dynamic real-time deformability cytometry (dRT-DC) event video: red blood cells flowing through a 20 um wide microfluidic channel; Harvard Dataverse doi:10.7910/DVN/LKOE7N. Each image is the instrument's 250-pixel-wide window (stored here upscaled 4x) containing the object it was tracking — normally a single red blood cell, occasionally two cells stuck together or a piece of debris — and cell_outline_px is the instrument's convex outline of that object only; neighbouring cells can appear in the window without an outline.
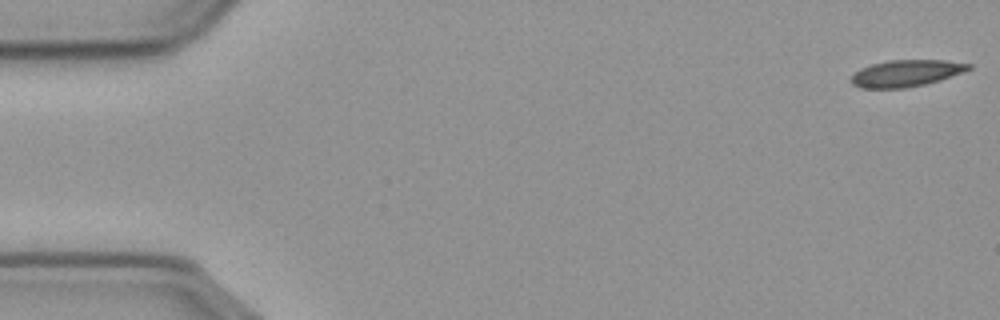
{"species": "common noctule bat (a hibernating species)", "species_latin": "Nyctalus noctula", "temperature_condition": "cold", "stored_images_in_passage": 56, "camera_frame_rate_fps": 3000, "um_per_image_px": 0.085, "animal": {"sex": "male", "body_mass_g": 23.1, "forearm_length_mm": 52.7}, "frame": {"image": 1, "passage_image": 1, "time_ms": 0.0, "image_size_px": [1000, 320], "cell_outline_px": [[972, 68], [940, 80], [924, 84], [904, 88], [860, 88], [852, 84], [852, 76], [860, 68], [872, 64], [888, 60], [944, 60], [972, 64]], "centroid_in_image_um": [77.01, 6.22], "position_along_channel_um": 8.0, "area_um2": 18.09}}
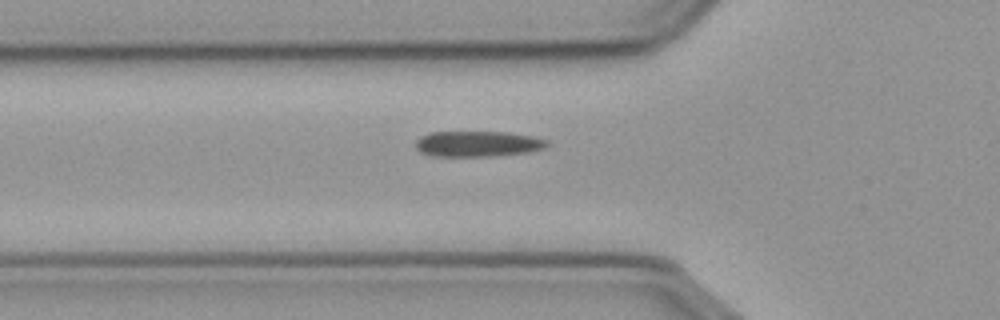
{"frame": {"image": 2, "passage_image": 19, "time_ms": 6.0, "image_size_px": [1000, 320], "cell_outline_px": [[548, 144], [544, 148], [528, 152], [492, 156], [436, 156], [420, 152], [416, 148], [416, 140], [420, 136], [432, 132], [508, 132], [532, 136], [548, 140]], "centroid_in_image_um": [40.6, 12.22], "position_along_channel_um": 85.2, "area_um2": 19.59}}
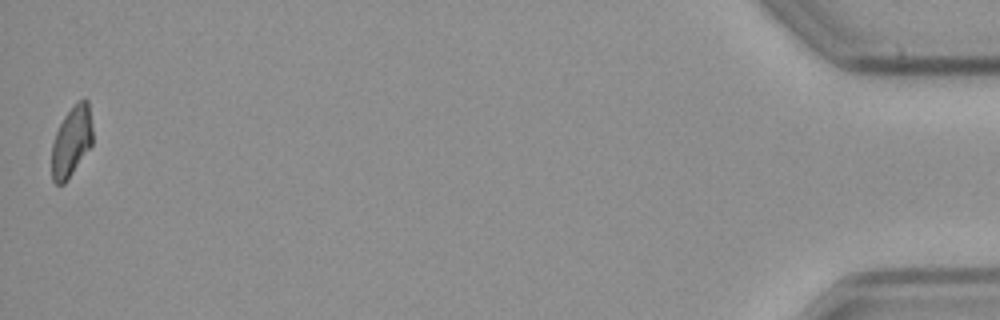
{"frame": {"image": 3, "passage_image": 56, "time_ms": 18.333, "image_size_px": [1000, 320], "cell_outline_px": [[92, 144], [68, 180], [64, 184], [56, 184], [52, 180], [52, 144], [56, 132], [64, 116], [84, 96], [88, 100], [92, 128]], "centroid_in_image_um": [6.08, 12.04], "position_along_channel_um": 429.1, "area_um2": 16.65}}